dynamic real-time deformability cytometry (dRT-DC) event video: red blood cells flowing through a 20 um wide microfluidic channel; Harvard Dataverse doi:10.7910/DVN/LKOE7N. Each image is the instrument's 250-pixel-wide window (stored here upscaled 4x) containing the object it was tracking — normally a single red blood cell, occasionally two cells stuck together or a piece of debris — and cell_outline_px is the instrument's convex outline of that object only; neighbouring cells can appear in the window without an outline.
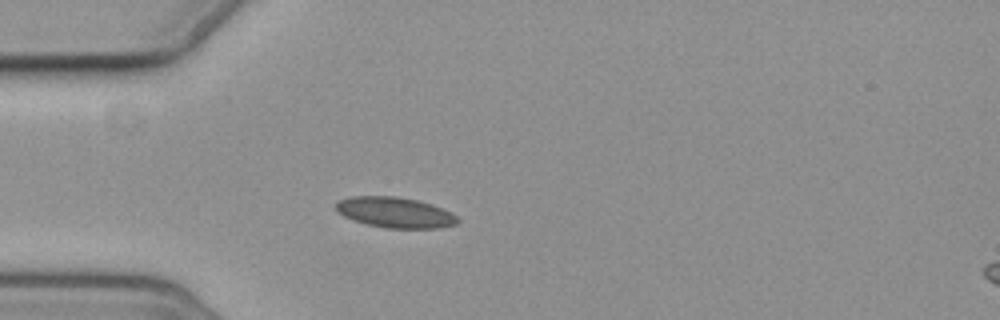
{"species": "common noctule bat (a hibernating species)", "species_latin": "Nyctalus noctula", "temperature_condition": "cold", "stored_images_in_passage": 6, "camera_frame_rate_fps": 3000, "um_per_image_px": 0.085, "animal": {"sex": "female", "body_mass_g": 19.3, "forearm_length_mm": 54.1}, "frame": {"image": 1, "passage_image": 5, "time_ms": 4.667, "image_size_px": [1000, 320], "cell_outline_px": [[460, 220], [456, 224], [440, 228], [384, 228], [352, 220], [336, 212], [336, 200], [352, 196], [396, 196], [416, 200], [432, 204], [452, 212]], "centroid_in_image_um": [33.56, 18.05], "position_along_channel_um": 51.4, "area_um2": 21.85}}